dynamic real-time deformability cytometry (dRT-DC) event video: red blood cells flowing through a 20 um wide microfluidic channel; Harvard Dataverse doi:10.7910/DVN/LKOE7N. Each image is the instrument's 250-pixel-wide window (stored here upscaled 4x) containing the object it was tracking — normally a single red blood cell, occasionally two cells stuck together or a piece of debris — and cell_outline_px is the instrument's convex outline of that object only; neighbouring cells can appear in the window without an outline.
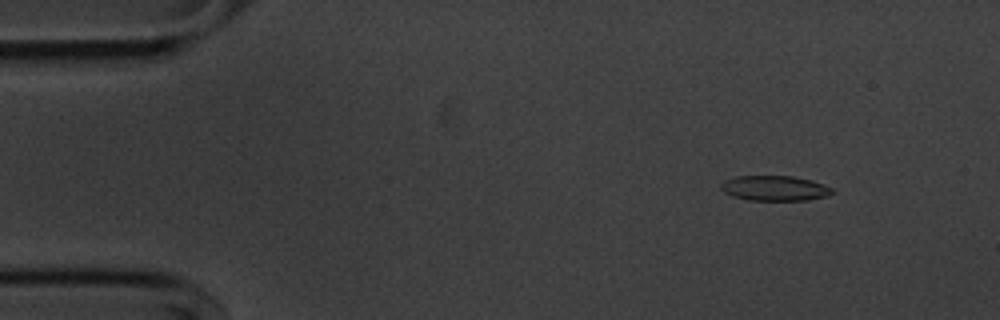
{"species": "common noctule bat (a hibernating species)", "species_latin": "Nyctalus noctula", "temperature_condition": "cold", "stored_images_in_passage": 55, "camera_frame_rate_fps": 3000, "um_per_image_px": 0.085, "animal": {"sex": "male", "body_mass_g": 20.1, "forearm_length_mm": 53.5}, "frame": {"image": 1, "passage_image": 6, "time_ms": 1.667, "image_size_px": [1000, 320], "cell_outline_px": [[832, 192], [828, 196], [804, 200], [748, 200], [732, 196], [724, 192], [720, 188], [720, 184], [724, 180], [736, 176], [792, 176], [812, 180], [832, 188]], "centroid_in_image_um": [65.81, 15.99], "position_along_channel_um": 19.2, "area_um2": 16.24}}
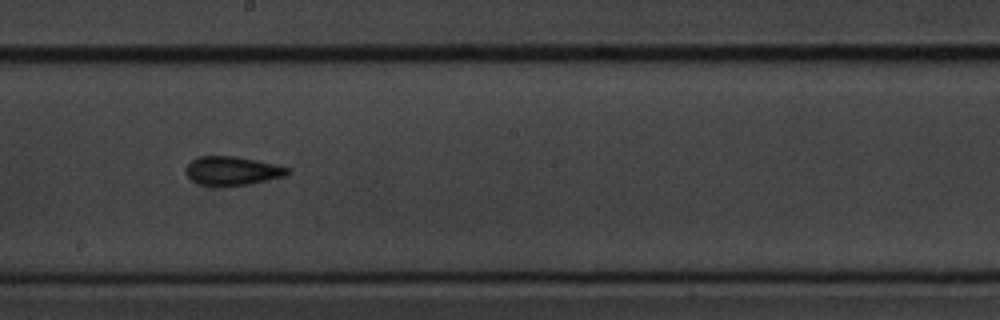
{"frame": {"image": 2, "passage_image": 30, "time_ms": 9.667, "image_size_px": [1000, 320], "cell_outline_px": [[292, 172], [284, 176], [268, 180], [248, 184], [200, 184], [192, 180], [188, 176], [188, 164], [192, 160], [200, 156], [236, 156], [256, 160], [292, 168]], "centroid_in_image_um": [19.83, 14.49], "position_along_channel_um": 228.4, "area_um2": 16.53}}
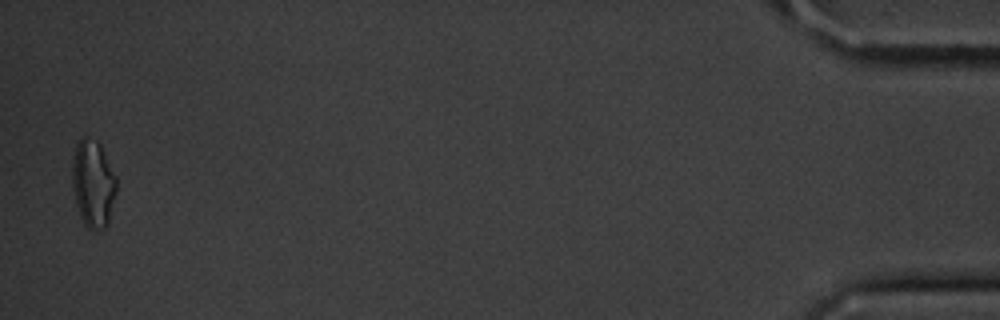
{"frame": {"image": 3, "passage_image": 54, "time_ms": 17.667, "image_size_px": [1000, 320], "cell_outline_px": [[116, 192], [108, 224], [104, 228], [96, 232], [88, 228], [84, 224], [80, 216], [76, 204], [72, 184], [72, 160], [76, 144], [84, 136], [88, 136], [96, 140], [100, 144], [116, 176]], "centroid_in_image_um": [7.91, 15.62], "position_along_channel_um": 427.3, "area_um2": 22.72}, "authors_computed_cell_mechanics": {"area_um2": 16.7042, "velocity_mm_per_s": 3.6223, "shape_relaxation_time_tau1_ms": 6.6185, "shape_relaxation_time_tau2_ms": 3.7407, "deformation_change_tau1": 0.1525, "deformation_change_tau2": 0.1155}}